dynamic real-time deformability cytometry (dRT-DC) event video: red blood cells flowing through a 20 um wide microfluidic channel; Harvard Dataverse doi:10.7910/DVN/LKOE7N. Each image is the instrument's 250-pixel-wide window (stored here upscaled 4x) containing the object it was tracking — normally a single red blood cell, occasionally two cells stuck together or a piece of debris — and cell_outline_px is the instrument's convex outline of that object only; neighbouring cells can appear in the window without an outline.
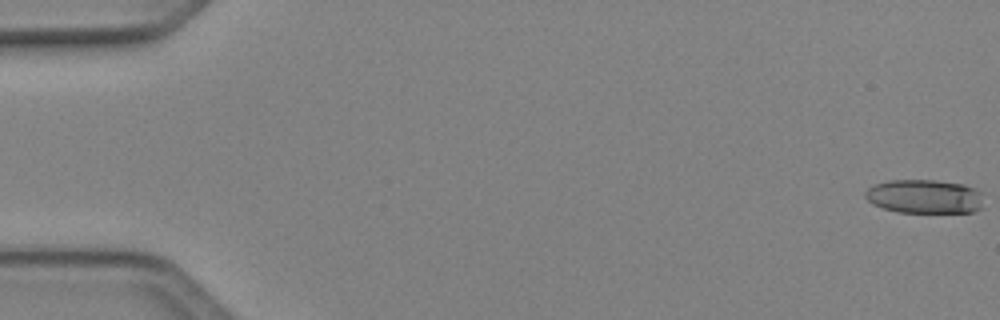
{"species": "Egyptian fruit bat (a non-hibernating species)", "species_latin": "Rousettus aegyptiacus", "temperature_condition": "cold", "stored_images_in_passage": 50, "camera_frame_rate_fps": 3000, "um_per_image_px": 0.085, "animal": {"sex": "female"}, "frame": {"image": 1, "passage_image": 1, "time_ms": 0.0, "image_size_px": [1000, 320], "cell_outline_px": [[984, 208], [972, 212], [896, 212], [872, 204], [864, 196], [864, 192], [868, 188], [876, 184], [888, 180], [936, 180], [964, 184], [980, 192]], "centroid_in_image_um": [78.58, 16.7], "position_along_channel_um": 6.4, "area_um2": 23.47}}
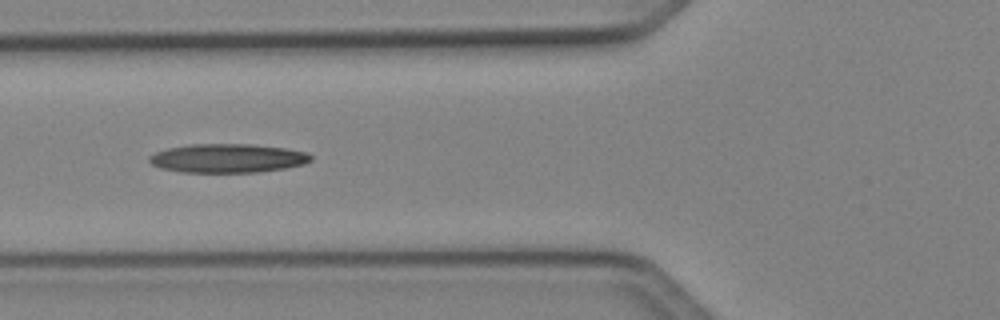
{"frame": {"image": 2, "passage_image": 20, "time_ms": 6.333, "image_size_px": [1000, 320], "cell_outline_px": [[312, 160], [304, 164], [284, 168], [260, 172], [180, 172], [160, 168], [152, 164], [148, 160], [148, 156], [156, 152], [168, 148], [188, 144], [248, 144], [284, 148], [308, 152], [312, 156]], "centroid_in_image_um": [19.34, 13.45], "position_along_channel_um": 106.5, "area_um2": 27.22}}
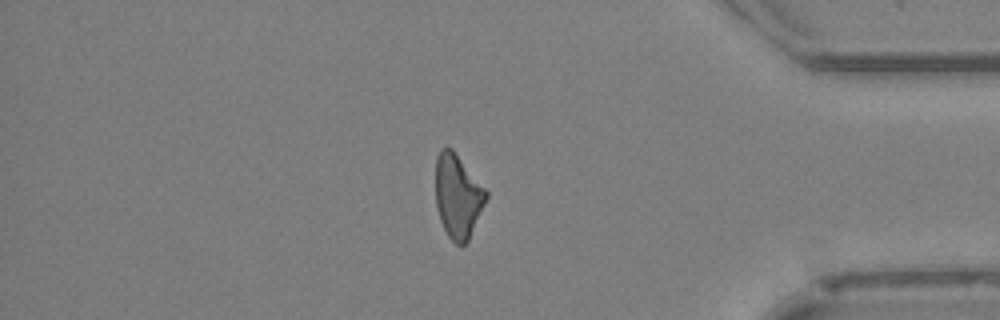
{"frame": {"image": 3, "passage_image": 43, "time_ms": 14.0, "image_size_px": [1000, 320], "cell_outline_px": [[488, 196], [468, 240], [464, 244], [456, 244], [448, 236], [440, 220], [436, 208], [436, 156], [440, 148], [452, 148], [488, 192]], "centroid_in_image_um": [38.9, 16.65], "position_along_channel_um": 396.3, "area_um2": 24.39}, "authors_computed_cell_mechanics": {"area_um2": 25.3742, "velocity_mm_per_s": 4.141, "shape_relaxation_time_tau1_ms": null, "shape_relaxation_time_tau2_ms": 11.348, "deformation_change_tau1": null, "deformation_change_tau2": 0.3096}}